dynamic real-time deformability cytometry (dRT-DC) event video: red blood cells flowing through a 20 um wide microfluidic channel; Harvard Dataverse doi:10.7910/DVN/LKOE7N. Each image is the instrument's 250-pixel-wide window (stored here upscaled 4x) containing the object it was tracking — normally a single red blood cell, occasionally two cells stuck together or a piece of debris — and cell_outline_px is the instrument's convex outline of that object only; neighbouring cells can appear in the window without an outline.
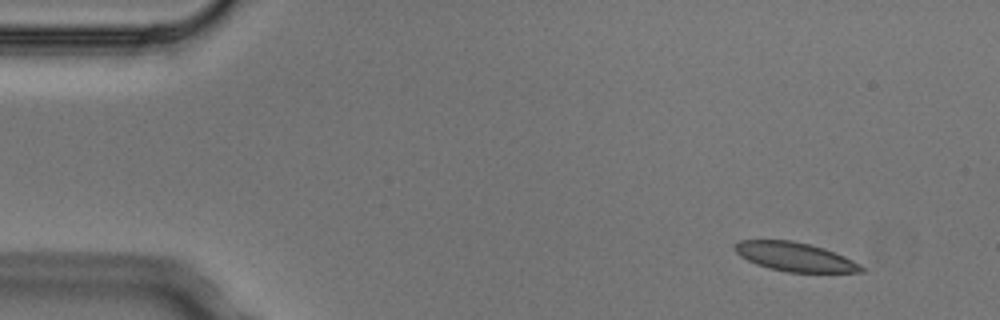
{"species": "Egyptian fruit bat (a non-hibernating species)", "species_latin": "Rousettus aegyptiacus", "temperature_condition": "cold", "stored_images_in_passage": 5, "camera_frame_rate_fps": 3000, "um_per_image_px": 0.085, "animal": {"sex": "male"}, "frame": {"image": 1, "passage_image": 2, "time_ms": 0.333, "image_size_px": [1000, 320], "cell_outline_px": [[864, 272], [788, 272], [768, 268], [756, 264], [740, 256], [732, 248], [740, 240], [792, 240], [824, 248], [844, 256], [860, 264], [864, 268]], "centroid_in_image_um": [67.55, 21.83], "position_along_channel_um": 17.4, "area_um2": 21.21}}
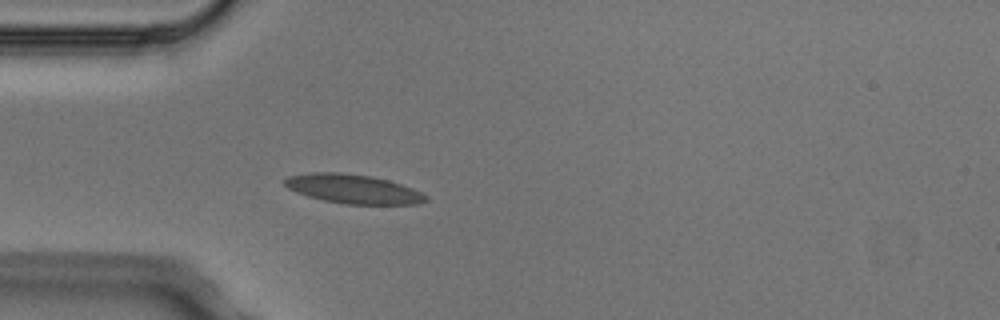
{"frame": {"image": 2, "passage_image": 5, "time_ms": 1.333, "image_size_px": [1000, 320], "cell_outline_px": [[428, 200], [420, 204], [344, 204], [324, 200], [308, 196], [296, 192], [288, 188], [284, 184], [284, 180], [288, 176], [312, 172], [340, 172], [372, 176], [388, 180], [412, 188], [428, 196]], "centroid_in_image_um": [30.02, 16.06], "position_along_channel_um": 55.0, "area_um2": 23.93}}